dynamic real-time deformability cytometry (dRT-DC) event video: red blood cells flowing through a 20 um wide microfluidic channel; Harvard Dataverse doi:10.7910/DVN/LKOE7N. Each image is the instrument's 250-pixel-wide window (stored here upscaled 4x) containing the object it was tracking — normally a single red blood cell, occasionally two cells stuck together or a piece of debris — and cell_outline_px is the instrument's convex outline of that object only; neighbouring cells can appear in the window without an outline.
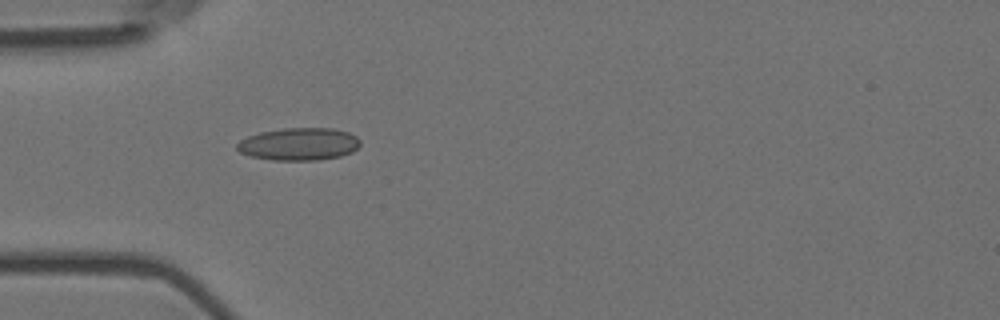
{"species": "Egyptian fruit bat (a non-hibernating species)", "species_latin": "Rousettus aegyptiacus", "temperature_condition": "room temperature", "stored_images_in_passage": 3, "camera_frame_rate_fps": 3000, "um_per_image_px": 0.085, "animal": {"sex": "female"}, "frame": {"image": 1, "passage_image": 1, "time_ms": 0.0, "image_size_px": [1000, 320], "cell_outline_px": [[360, 144], [352, 152], [340, 156], [316, 160], [272, 160], [252, 156], [240, 152], [236, 148], [236, 144], [240, 140], [248, 136], [260, 132], [280, 128], [332, 128], [348, 132], [356, 136], [360, 140]], "centroid_in_image_um": [25.4, 12.24], "position_along_channel_um": 59.6, "area_um2": 23.35}}
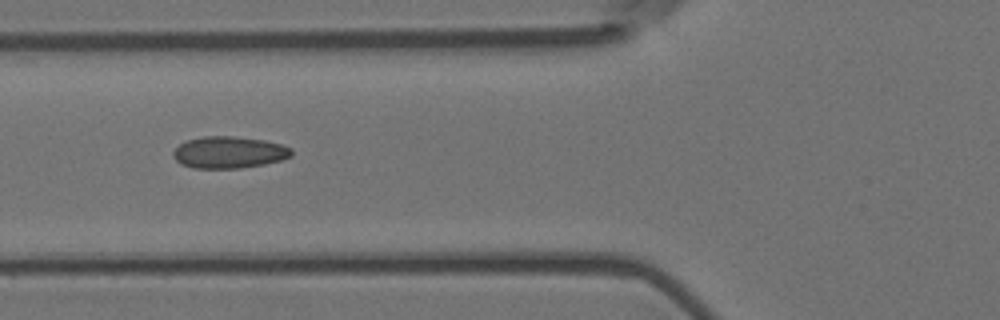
{"frame": {"image": 2, "passage_image": 2, "time_ms": 0.333, "image_size_px": [1000, 320], "cell_outline_px": [[292, 156], [280, 160], [264, 164], [240, 168], [192, 168], [180, 164], [172, 156], [172, 152], [180, 144], [188, 140], [204, 136], [232, 136], [264, 140], [284, 144], [292, 148]], "centroid_in_image_um": [19.47, 12.95], "position_along_channel_um": 106.3, "area_um2": 22.02}}
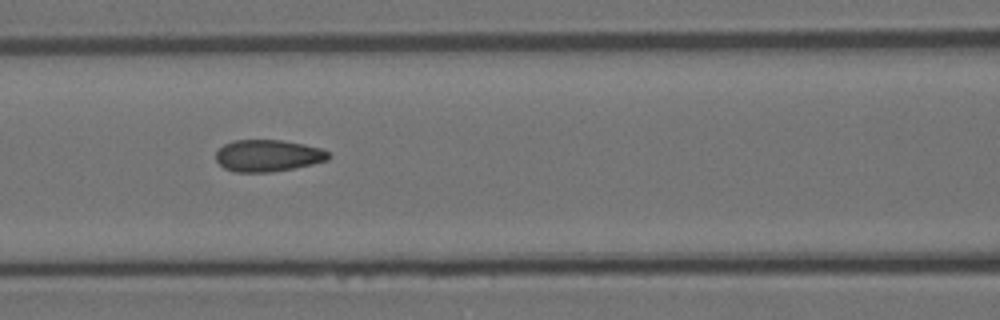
{"frame": {"image": 3, "passage_image": 3, "time_ms": 0.667, "image_size_px": [1000, 320], "cell_outline_px": [[332, 156], [328, 160], [312, 164], [272, 172], [232, 172], [224, 168], [216, 160], [216, 152], [224, 144], [232, 140], [280, 140], [304, 144], [320, 148], [328, 152]], "centroid_in_image_um": [22.76, 13.23], "position_along_channel_um": 143.8, "area_um2": 20.92}}